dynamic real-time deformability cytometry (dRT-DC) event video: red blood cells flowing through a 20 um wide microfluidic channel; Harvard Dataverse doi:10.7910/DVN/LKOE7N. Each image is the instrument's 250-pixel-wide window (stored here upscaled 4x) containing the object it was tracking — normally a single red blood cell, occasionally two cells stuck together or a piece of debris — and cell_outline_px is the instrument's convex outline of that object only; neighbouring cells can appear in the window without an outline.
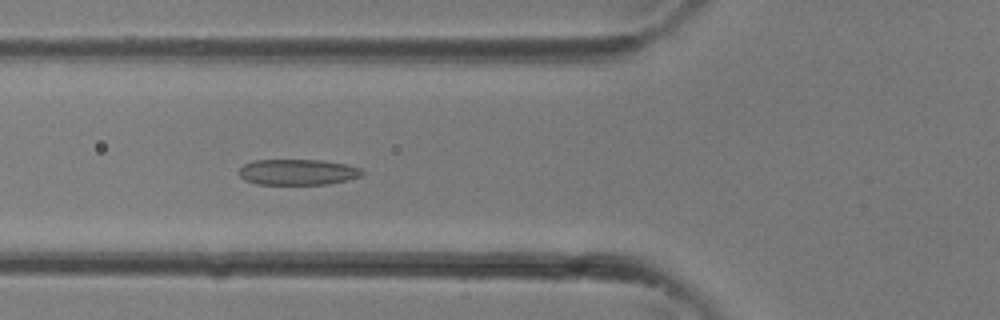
{"species": "common noctule bat (a hibernating species)", "species_latin": "Nyctalus noctula", "temperature_condition": "room temperature", "stored_images_in_passage": 34, "camera_frame_rate_fps": 3000, "um_per_image_px": 0.085, "animal": {"sex": "female"}, "frame": {"image": 1, "passage_image": 13, "time_ms": 4.0, "image_size_px": [1000, 320], "cell_outline_px": [[364, 172], [360, 176], [348, 180], [328, 184], [256, 184], [244, 180], [240, 176], [240, 168], [244, 164], [252, 160], [324, 160], [344, 164], [360, 168]], "centroid_in_image_um": [25.29, 14.62], "position_along_channel_um": 100.5, "area_um2": 18.5}}
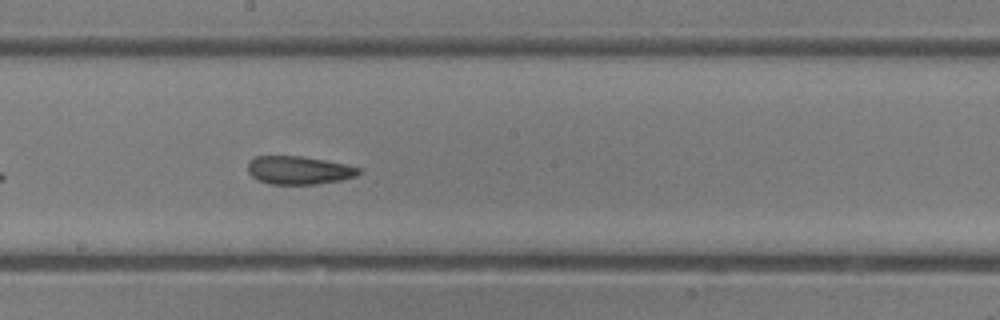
{"frame": {"image": 2, "passage_image": 19, "time_ms": 6.0, "image_size_px": [1000, 320], "cell_outline_px": [[360, 172], [356, 176], [340, 180], [316, 184], [272, 184], [260, 180], [252, 176], [248, 172], [248, 160], [256, 156], [300, 156], [324, 160], [344, 164], [360, 168]], "centroid_in_image_um": [25.38, 14.46], "position_along_channel_um": 222.8, "area_um2": 18.03}}
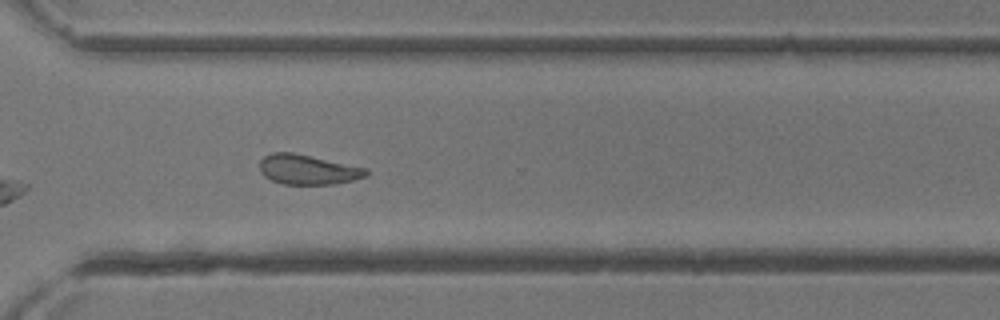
{"frame": {"image": 3, "passage_image": 25, "time_ms": 8.0, "image_size_px": [1000, 320], "cell_outline_px": [[368, 176], [336, 184], [284, 184], [272, 180], [264, 176], [260, 172], [260, 160], [264, 156], [272, 152], [292, 152], [368, 168]], "centroid_in_image_um": [26.17, 14.41], "position_along_channel_um": 344.4, "area_um2": 18.55}}